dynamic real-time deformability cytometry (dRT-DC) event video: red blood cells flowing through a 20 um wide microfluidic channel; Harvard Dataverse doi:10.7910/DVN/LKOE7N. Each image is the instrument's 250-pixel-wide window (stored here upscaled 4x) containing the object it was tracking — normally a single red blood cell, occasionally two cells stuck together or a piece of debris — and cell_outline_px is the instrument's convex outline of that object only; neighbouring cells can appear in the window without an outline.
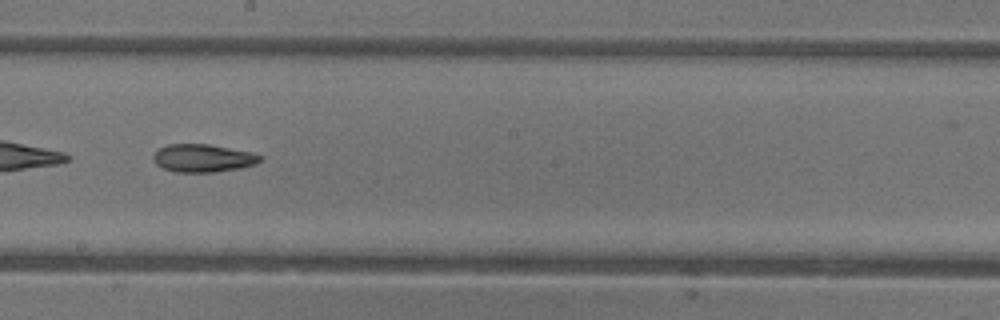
{"species": "common noctule bat (a hibernating species)", "species_latin": "Nyctalus noctula", "temperature_condition": "warm", "stored_images_in_passage": 35, "camera_frame_rate_fps": 3000, "um_per_image_px": 0.085, "animal": {"sex": "female"}, "frame": {"image": 1, "passage_image": 15, "time_ms": 4.667, "image_size_px": [1000, 320], "cell_outline_px": [[264, 160], [256, 164], [240, 168], [216, 172], [176, 172], [164, 168], [156, 164], [152, 160], [152, 156], [156, 148], [168, 144], [208, 144], [252, 152], [264, 156]], "centroid_in_image_um": [17.26, 13.43], "position_along_channel_um": 230.9, "area_um2": 17.69}, "authors_computed_cell_mechanics": {"area_um2": 17.918, "velocity_mm_per_s": 4.4031, "shape_relaxation_time_tau1_ms": null, "shape_relaxation_time_tau2_ms": 5.4482, "deformation_change_tau1": null, "deformation_change_tau2": 0.1452}}